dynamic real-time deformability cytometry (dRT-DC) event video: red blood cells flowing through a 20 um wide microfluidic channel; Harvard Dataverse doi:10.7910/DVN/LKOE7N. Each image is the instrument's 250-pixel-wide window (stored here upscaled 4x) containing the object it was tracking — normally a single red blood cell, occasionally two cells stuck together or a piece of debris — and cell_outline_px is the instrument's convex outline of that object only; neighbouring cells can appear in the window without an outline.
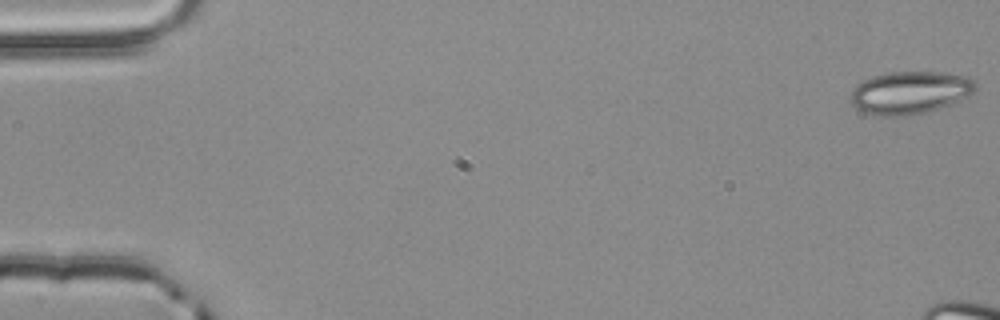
{"species": "common noctule bat (a hibernating species)", "species_latin": "Nyctalus noctula", "temperature_condition": "room temperature", "stored_images_in_passage": 17, "camera_frame_rate_fps": 3000, "um_per_image_px": 0.085, "animal": {"sex": "male", "body_mass_g": 20.4}, "frame": {"image": 1, "passage_image": 1, "time_ms": 0.0, "image_size_px": [1000, 320], "cell_outline_px": [[976, 88], [968, 96], [952, 104], [940, 108], [908, 116], [876, 116], [860, 112], [848, 100], [848, 96], [856, 84], [872, 76], [888, 72], [940, 72], [968, 76], [976, 84]], "centroid_in_image_um": [77.28, 7.88], "position_along_channel_um": 7.7, "area_um2": 31.5}}